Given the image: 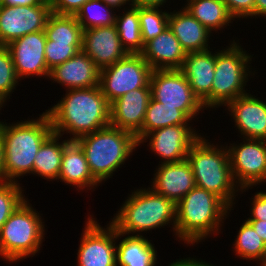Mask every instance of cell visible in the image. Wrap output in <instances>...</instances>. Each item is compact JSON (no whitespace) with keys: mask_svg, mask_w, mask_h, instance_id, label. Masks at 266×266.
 I'll return each mask as SVG.
<instances>
[{"mask_svg":"<svg viewBox=\"0 0 266 266\" xmlns=\"http://www.w3.org/2000/svg\"><path fill=\"white\" fill-rule=\"evenodd\" d=\"M22 183L5 181L0 183V229L16 208L27 198ZM23 187V188H22Z\"/></svg>","mask_w":266,"mask_h":266,"instance_id":"35","label":"cell"},{"mask_svg":"<svg viewBox=\"0 0 266 266\" xmlns=\"http://www.w3.org/2000/svg\"><path fill=\"white\" fill-rule=\"evenodd\" d=\"M109 223L117 232L144 236L160 228L170 227L175 236L176 204L150 187L131 190ZM171 225V226H170ZM149 231V232H148ZM142 232V233H141Z\"/></svg>","mask_w":266,"mask_h":266,"instance_id":"4","label":"cell"},{"mask_svg":"<svg viewBox=\"0 0 266 266\" xmlns=\"http://www.w3.org/2000/svg\"><path fill=\"white\" fill-rule=\"evenodd\" d=\"M116 241V266H158L157 248L147 236L116 231Z\"/></svg>","mask_w":266,"mask_h":266,"instance_id":"25","label":"cell"},{"mask_svg":"<svg viewBox=\"0 0 266 266\" xmlns=\"http://www.w3.org/2000/svg\"><path fill=\"white\" fill-rule=\"evenodd\" d=\"M43 0H2L0 4L8 6H35L39 5Z\"/></svg>","mask_w":266,"mask_h":266,"instance_id":"43","label":"cell"},{"mask_svg":"<svg viewBox=\"0 0 266 266\" xmlns=\"http://www.w3.org/2000/svg\"><path fill=\"white\" fill-rule=\"evenodd\" d=\"M81 49L82 43H55L47 39L44 53L48 69L51 70L69 60Z\"/></svg>","mask_w":266,"mask_h":266,"instance_id":"36","label":"cell"},{"mask_svg":"<svg viewBox=\"0 0 266 266\" xmlns=\"http://www.w3.org/2000/svg\"><path fill=\"white\" fill-rule=\"evenodd\" d=\"M152 70L180 69L186 57L179 40L167 26L161 34L144 45L141 53Z\"/></svg>","mask_w":266,"mask_h":266,"instance_id":"24","label":"cell"},{"mask_svg":"<svg viewBox=\"0 0 266 266\" xmlns=\"http://www.w3.org/2000/svg\"><path fill=\"white\" fill-rule=\"evenodd\" d=\"M234 36L226 47L215 50V74L211 90V110L247 94L251 78L259 72L250 65L254 54L248 53ZM243 46V47H242ZM253 58V60H252ZM252 67V68H251ZM255 71H254V70ZM253 70V71H252ZM250 79V80H249ZM248 83V84H247ZM217 108V109H216Z\"/></svg>","mask_w":266,"mask_h":266,"instance_id":"7","label":"cell"},{"mask_svg":"<svg viewBox=\"0 0 266 266\" xmlns=\"http://www.w3.org/2000/svg\"><path fill=\"white\" fill-rule=\"evenodd\" d=\"M174 9L170 10L168 15V27L179 40L186 54L210 49L213 44L209 41L214 35L183 6L180 9Z\"/></svg>","mask_w":266,"mask_h":266,"instance_id":"23","label":"cell"},{"mask_svg":"<svg viewBox=\"0 0 266 266\" xmlns=\"http://www.w3.org/2000/svg\"><path fill=\"white\" fill-rule=\"evenodd\" d=\"M187 53L179 69L192 88L194 95L206 110L211 111V90L215 74V51Z\"/></svg>","mask_w":266,"mask_h":266,"instance_id":"19","label":"cell"},{"mask_svg":"<svg viewBox=\"0 0 266 266\" xmlns=\"http://www.w3.org/2000/svg\"><path fill=\"white\" fill-rule=\"evenodd\" d=\"M107 5L114 7L116 10H120L130 6L132 3L130 0H102Z\"/></svg>","mask_w":266,"mask_h":266,"instance_id":"46","label":"cell"},{"mask_svg":"<svg viewBox=\"0 0 266 266\" xmlns=\"http://www.w3.org/2000/svg\"><path fill=\"white\" fill-rule=\"evenodd\" d=\"M243 142H224L229 164L236 184L241 188L239 195L266 185V141L242 138Z\"/></svg>","mask_w":266,"mask_h":266,"instance_id":"9","label":"cell"},{"mask_svg":"<svg viewBox=\"0 0 266 266\" xmlns=\"http://www.w3.org/2000/svg\"><path fill=\"white\" fill-rule=\"evenodd\" d=\"M206 135L202 134L187 155L196 186L216 194L234 209L241 188L234 180L227 149L225 144H221L223 142L218 141L215 144Z\"/></svg>","mask_w":266,"mask_h":266,"instance_id":"5","label":"cell"},{"mask_svg":"<svg viewBox=\"0 0 266 266\" xmlns=\"http://www.w3.org/2000/svg\"><path fill=\"white\" fill-rule=\"evenodd\" d=\"M82 147L93 177L104 184L137 151L133 133L111 125L76 140Z\"/></svg>","mask_w":266,"mask_h":266,"instance_id":"6","label":"cell"},{"mask_svg":"<svg viewBox=\"0 0 266 266\" xmlns=\"http://www.w3.org/2000/svg\"><path fill=\"white\" fill-rule=\"evenodd\" d=\"M46 40L45 31L42 30L26 34L6 46L12 55L15 73L20 81L32 77L48 80L50 70L44 53Z\"/></svg>","mask_w":266,"mask_h":266,"instance_id":"15","label":"cell"},{"mask_svg":"<svg viewBox=\"0 0 266 266\" xmlns=\"http://www.w3.org/2000/svg\"><path fill=\"white\" fill-rule=\"evenodd\" d=\"M232 210L216 194L194 187L176 204V240L194 247L215 237L223 232L222 226Z\"/></svg>","mask_w":266,"mask_h":266,"instance_id":"2","label":"cell"},{"mask_svg":"<svg viewBox=\"0 0 266 266\" xmlns=\"http://www.w3.org/2000/svg\"><path fill=\"white\" fill-rule=\"evenodd\" d=\"M250 198V217L246 220L266 221V191H256Z\"/></svg>","mask_w":266,"mask_h":266,"instance_id":"38","label":"cell"},{"mask_svg":"<svg viewBox=\"0 0 266 266\" xmlns=\"http://www.w3.org/2000/svg\"><path fill=\"white\" fill-rule=\"evenodd\" d=\"M153 172L155 173L149 187L175 204L196 187L193 170L187 159L160 164Z\"/></svg>","mask_w":266,"mask_h":266,"instance_id":"17","label":"cell"},{"mask_svg":"<svg viewBox=\"0 0 266 266\" xmlns=\"http://www.w3.org/2000/svg\"><path fill=\"white\" fill-rule=\"evenodd\" d=\"M232 246L234 255L242 260L254 261L263 266L266 263V243L258 236L252 225L245 219ZM258 265V266H259Z\"/></svg>","mask_w":266,"mask_h":266,"instance_id":"30","label":"cell"},{"mask_svg":"<svg viewBox=\"0 0 266 266\" xmlns=\"http://www.w3.org/2000/svg\"><path fill=\"white\" fill-rule=\"evenodd\" d=\"M5 182L4 145L0 133V183Z\"/></svg>","mask_w":266,"mask_h":266,"instance_id":"45","label":"cell"},{"mask_svg":"<svg viewBox=\"0 0 266 266\" xmlns=\"http://www.w3.org/2000/svg\"><path fill=\"white\" fill-rule=\"evenodd\" d=\"M117 10L102 0H88L75 17L83 30L115 25Z\"/></svg>","mask_w":266,"mask_h":266,"instance_id":"32","label":"cell"},{"mask_svg":"<svg viewBox=\"0 0 266 266\" xmlns=\"http://www.w3.org/2000/svg\"><path fill=\"white\" fill-rule=\"evenodd\" d=\"M88 0H48L51 11L56 14L76 15Z\"/></svg>","mask_w":266,"mask_h":266,"instance_id":"39","label":"cell"},{"mask_svg":"<svg viewBox=\"0 0 266 266\" xmlns=\"http://www.w3.org/2000/svg\"><path fill=\"white\" fill-rule=\"evenodd\" d=\"M171 0H132L131 3L134 6H144V7H160V8H165L164 6L167 5L168 9V4H171Z\"/></svg>","mask_w":266,"mask_h":266,"instance_id":"41","label":"cell"},{"mask_svg":"<svg viewBox=\"0 0 266 266\" xmlns=\"http://www.w3.org/2000/svg\"><path fill=\"white\" fill-rule=\"evenodd\" d=\"M82 50L100 70L128 55L115 25L83 30Z\"/></svg>","mask_w":266,"mask_h":266,"instance_id":"18","label":"cell"},{"mask_svg":"<svg viewBox=\"0 0 266 266\" xmlns=\"http://www.w3.org/2000/svg\"><path fill=\"white\" fill-rule=\"evenodd\" d=\"M150 98V87H143L113 101L110 104V125L136 135L142 129Z\"/></svg>","mask_w":266,"mask_h":266,"instance_id":"20","label":"cell"},{"mask_svg":"<svg viewBox=\"0 0 266 266\" xmlns=\"http://www.w3.org/2000/svg\"><path fill=\"white\" fill-rule=\"evenodd\" d=\"M254 17L261 19L264 17L266 19V0H255L254 6Z\"/></svg>","mask_w":266,"mask_h":266,"instance_id":"44","label":"cell"},{"mask_svg":"<svg viewBox=\"0 0 266 266\" xmlns=\"http://www.w3.org/2000/svg\"><path fill=\"white\" fill-rule=\"evenodd\" d=\"M51 13L48 0L35 6L0 4V46H7L26 34L44 30Z\"/></svg>","mask_w":266,"mask_h":266,"instance_id":"14","label":"cell"},{"mask_svg":"<svg viewBox=\"0 0 266 266\" xmlns=\"http://www.w3.org/2000/svg\"><path fill=\"white\" fill-rule=\"evenodd\" d=\"M164 9L160 7L139 6V21L144 45L167 28L169 11Z\"/></svg>","mask_w":266,"mask_h":266,"instance_id":"33","label":"cell"},{"mask_svg":"<svg viewBox=\"0 0 266 266\" xmlns=\"http://www.w3.org/2000/svg\"><path fill=\"white\" fill-rule=\"evenodd\" d=\"M53 133L40 147L33 164V175L47 181H58L62 154L70 141ZM60 140V141H59Z\"/></svg>","mask_w":266,"mask_h":266,"instance_id":"27","label":"cell"},{"mask_svg":"<svg viewBox=\"0 0 266 266\" xmlns=\"http://www.w3.org/2000/svg\"><path fill=\"white\" fill-rule=\"evenodd\" d=\"M6 104L2 101V100H0V111H2V108H4V106H5ZM0 114H2V113H0ZM1 120V119H0ZM2 123V120L0 121V124Z\"/></svg>","mask_w":266,"mask_h":266,"instance_id":"47","label":"cell"},{"mask_svg":"<svg viewBox=\"0 0 266 266\" xmlns=\"http://www.w3.org/2000/svg\"><path fill=\"white\" fill-rule=\"evenodd\" d=\"M171 125H194V122L182 110L163 106L150 98L142 129L135 135L136 140L139 142L149 132Z\"/></svg>","mask_w":266,"mask_h":266,"instance_id":"28","label":"cell"},{"mask_svg":"<svg viewBox=\"0 0 266 266\" xmlns=\"http://www.w3.org/2000/svg\"><path fill=\"white\" fill-rule=\"evenodd\" d=\"M65 92L56 105L45 110L55 134L77 140L110 125V104L99 86Z\"/></svg>","mask_w":266,"mask_h":266,"instance_id":"1","label":"cell"},{"mask_svg":"<svg viewBox=\"0 0 266 266\" xmlns=\"http://www.w3.org/2000/svg\"><path fill=\"white\" fill-rule=\"evenodd\" d=\"M193 125H171L146 134L138 146L148 143L149 152L160 158L159 164L180 162L187 159L188 151L202 136ZM142 144V145H141ZM162 157V158H161Z\"/></svg>","mask_w":266,"mask_h":266,"instance_id":"13","label":"cell"},{"mask_svg":"<svg viewBox=\"0 0 266 266\" xmlns=\"http://www.w3.org/2000/svg\"><path fill=\"white\" fill-rule=\"evenodd\" d=\"M250 93L228 102L224 110L238 129V137L266 141V99Z\"/></svg>","mask_w":266,"mask_h":266,"instance_id":"16","label":"cell"},{"mask_svg":"<svg viewBox=\"0 0 266 266\" xmlns=\"http://www.w3.org/2000/svg\"><path fill=\"white\" fill-rule=\"evenodd\" d=\"M100 69L81 49L72 58L50 70L51 83L65 90L99 86Z\"/></svg>","mask_w":266,"mask_h":266,"instance_id":"21","label":"cell"},{"mask_svg":"<svg viewBox=\"0 0 266 266\" xmlns=\"http://www.w3.org/2000/svg\"><path fill=\"white\" fill-rule=\"evenodd\" d=\"M259 237L266 243V221L263 220H247Z\"/></svg>","mask_w":266,"mask_h":266,"instance_id":"42","label":"cell"},{"mask_svg":"<svg viewBox=\"0 0 266 266\" xmlns=\"http://www.w3.org/2000/svg\"><path fill=\"white\" fill-rule=\"evenodd\" d=\"M46 38L55 43H82L83 29L75 15L51 13L45 26Z\"/></svg>","mask_w":266,"mask_h":266,"instance_id":"31","label":"cell"},{"mask_svg":"<svg viewBox=\"0 0 266 266\" xmlns=\"http://www.w3.org/2000/svg\"><path fill=\"white\" fill-rule=\"evenodd\" d=\"M167 266H218L210 263V261L202 260L201 257L198 258H191V257H184L174 260L173 262L169 263Z\"/></svg>","mask_w":266,"mask_h":266,"instance_id":"40","label":"cell"},{"mask_svg":"<svg viewBox=\"0 0 266 266\" xmlns=\"http://www.w3.org/2000/svg\"><path fill=\"white\" fill-rule=\"evenodd\" d=\"M152 68L141 54H128L99 72V87L109 104L135 89L150 87Z\"/></svg>","mask_w":266,"mask_h":266,"instance_id":"10","label":"cell"},{"mask_svg":"<svg viewBox=\"0 0 266 266\" xmlns=\"http://www.w3.org/2000/svg\"><path fill=\"white\" fill-rule=\"evenodd\" d=\"M117 12L115 26L123 48L128 54H141L144 44L139 21V6L131 4Z\"/></svg>","mask_w":266,"mask_h":266,"instance_id":"29","label":"cell"},{"mask_svg":"<svg viewBox=\"0 0 266 266\" xmlns=\"http://www.w3.org/2000/svg\"><path fill=\"white\" fill-rule=\"evenodd\" d=\"M76 188L79 192L95 191L100 183L93 177L85 153L76 140H70L64 148L58 182Z\"/></svg>","mask_w":266,"mask_h":266,"instance_id":"22","label":"cell"},{"mask_svg":"<svg viewBox=\"0 0 266 266\" xmlns=\"http://www.w3.org/2000/svg\"><path fill=\"white\" fill-rule=\"evenodd\" d=\"M151 98L163 106L182 110L192 121L206 110L194 95L189 81L179 69L152 70L150 76Z\"/></svg>","mask_w":266,"mask_h":266,"instance_id":"11","label":"cell"},{"mask_svg":"<svg viewBox=\"0 0 266 266\" xmlns=\"http://www.w3.org/2000/svg\"><path fill=\"white\" fill-rule=\"evenodd\" d=\"M37 118L6 122L2 120L0 133L4 145L5 181L20 183V178L33 176V164L41 145L54 133L48 114Z\"/></svg>","mask_w":266,"mask_h":266,"instance_id":"3","label":"cell"},{"mask_svg":"<svg viewBox=\"0 0 266 266\" xmlns=\"http://www.w3.org/2000/svg\"><path fill=\"white\" fill-rule=\"evenodd\" d=\"M29 201L27 196L0 229V257L9 264L37 256L45 241L46 220Z\"/></svg>","mask_w":266,"mask_h":266,"instance_id":"8","label":"cell"},{"mask_svg":"<svg viewBox=\"0 0 266 266\" xmlns=\"http://www.w3.org/2000/svg\"><path fill=\"white\" fill-rule=\"evenodd\" d=\"M87 216L79 238L77 266H116V229L110 223L103 228L92 213Z\"/></svg>","mask_w":266,"mask_h":266,"instance_id":"12","label":"cell"},{"mask_svg":"<svg viewBox=\"0 0 266 266\" xmlns=\"http://www.w3.org/2000/svg\"><path fill=\"white\" fill-rule=\"evenodd\" d=\"M19 82L22 81L16 76L9 49L6 46H0V100L7 104L12 93L20 86Z\"/></svg>","mask_w":266,"mask_h":266,"instance_id":"34","label":"cell"},{"mask_svg":"<svg viewBox=\"0 0 266 266\" xmlns=\"http://www.w3.org/2000/svg\"><path fill=\"white\" fill-rule=\"evenodd\" d=\"M182 6L212 34L224 33L236 21L222 0H190Z\"/></svg>","mask_w":266,"mask_h":266,"instance_id":"26","label":"cell"},{"mask_svg":"<svg viewBox=\"0 0 266 266\" xmlns=\"http://www.w3.org/2000/svg\"><path fill=\"white\" fill-rule=\"evenodd\" d=\"M234 19L239 21L254 18L255 0H222Z\"/></svg>","mask_w":266,"mask_h":266,"instance_id":"37","label":"cell"}]
</instances>
